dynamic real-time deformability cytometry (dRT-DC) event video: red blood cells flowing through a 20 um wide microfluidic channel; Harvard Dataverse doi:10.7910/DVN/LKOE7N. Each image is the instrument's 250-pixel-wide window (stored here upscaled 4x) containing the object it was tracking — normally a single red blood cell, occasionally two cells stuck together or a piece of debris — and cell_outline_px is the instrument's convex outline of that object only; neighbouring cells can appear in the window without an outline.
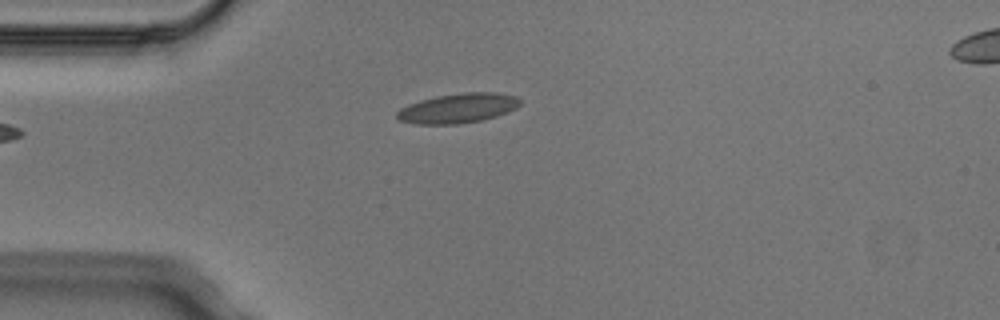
{"species": "Egyptian fruit bat (a non-hibernating species)", "species_latin": "Rousettus aegyptiacus", "temperature_condition": "cold", "stored_images_in_passage": 4, "camera_frame_rate_fps": 3000, "um_per_image_px": 0.085, "animal": {"sex": "male"}, "frame": {"image": 1, "passage_image": 4, "time_ms": 1.0, "image_size_px": [1000, 320], "cell_outline_px": [[520, 104], [516, 108], [508, 112], [496, 116], [480, 120], [456, 124], [412, 124], [400, 120], [396, 116], [396, 112], [400, 108], [408, 104], [420, 100], [436, 96], [464, 92], [496, 92], [516, 96], [520, 100]], "centroid_in_image_um": [38.91, 9.19], "position_along_channel_um": 46.1, "area_um2": 21.33}}